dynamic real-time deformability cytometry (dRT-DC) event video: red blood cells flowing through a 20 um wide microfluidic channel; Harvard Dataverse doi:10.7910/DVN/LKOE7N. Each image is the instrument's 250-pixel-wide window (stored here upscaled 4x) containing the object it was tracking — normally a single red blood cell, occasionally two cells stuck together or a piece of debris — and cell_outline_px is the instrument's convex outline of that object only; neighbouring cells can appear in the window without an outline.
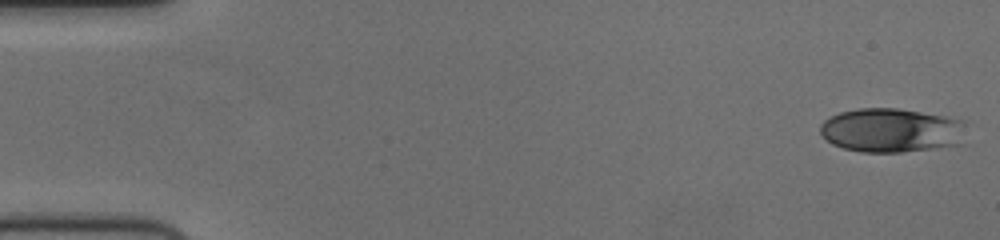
{"species": "human", "species_latin": "Homo sapiens", "temperature_condition": "cold", "stored_images_in_passage": 55, "camera_frame_rate_fps": 3000, "um_per_image_px": 0.085, "donor": {"sex": "female"}, "frame": {"image": 1, "passage_image": 1, "time_ms": 0.0, "image_size_px": [1000, 240], "cell_outline_px": [[964, 124], [960, 144], [932, 148], [900, 152], [860, 152], [844, 148], [832, 144], [820, 132], [820, 124], [824, 120], [840, 112], [856, 108], [896, 108], [944, 116], [964, 120]], "centroid_in_image_um": [75.72, 11.07], "position_along_channel_um": 9.3, "area_um2": 37.22}}
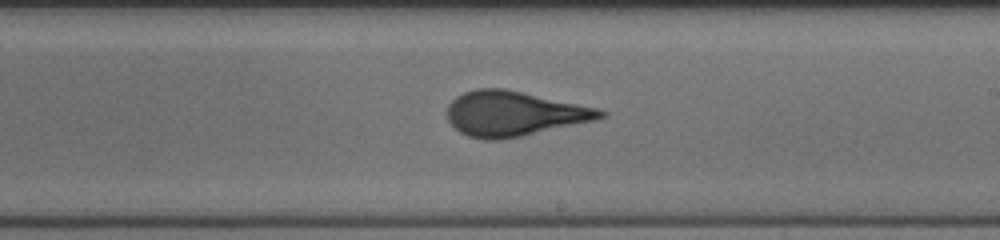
{"frame": {"image": 2, "passage_image": 32, "time_ms": 10.333, "image_size_px": [1000, 240], "cell_outline_px": [[608, 116], [596, 120], [520, 136], [500, 140], [484, 140], [468, 136], [460, 132], [448, 120], [448, 104], [456, 96], [464, 92], [476, 88], [504, 88], [596, 108], [608, 112]], "centroid_in_image_um": [43.67, 9.66], "position_along_channel_um": 245.3, "area_um2": 39.77}}
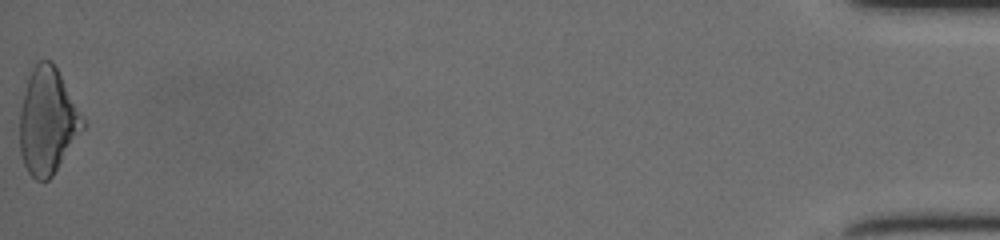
{"frame": {"image": 3, "passage_image": 55, "time_ms": 18.0, "image_size_px": [1000, 240], "cell_outline_px": [[84, 128], [52, 176], [48, 180], [36, 180], [28, 172], [24, 164], [20, 152], [20, 108], [28, 76], [36, 60], [52, 60], [84, 120]], "centroid_in_image_um": [4.01, 10.29], "position_along_channel_um": 431.2, "area_um2": 38.49}, "authors_computed_cell_mechanics": {"area_um2": 38.6104, "velocity_mm_per_s": 3.7598, "shape_relaxation_time_tau1_ms": 4.5242, "shape_relaxation_time_tau2_ms": null, "deformation_change_tau1": 0.1792, "deformation_change_tau2": null}}